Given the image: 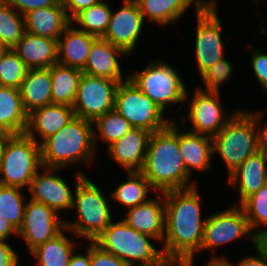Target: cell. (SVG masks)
<instances>
[{"label": "cell", "mask_w": 267, "mask_h": 266, "mask_svg": "<svg viewBox=\"0 0 267 266\" xmlns=\"http://www.w3.org/2000/svg\"><path fill=\"white\" fill-rule=\"evenodd\" d=\"M28 69L18 54L9 49L0 60V86L19 89Z\"/></svg>", "instance_id": "8d00e7d4"}, {"label": "cell", "mask_w": 267, "mask_h": 266, "mask_svg": "<svg viewBox=\"0 0 267 266\" xmlns=\"http://www.w3.org/2000/svg\"><path fill=\"white\" fill-rule=\"evenodd\" d=\"M198 185L164 192L165 236L162 241L166 259L177 266H194L200 253L206 218H202Z\"/></svg>", "instance_id": "6da1fadb"}, {"label": "cell", "mask_w": 267, "mask_h": 266, "mask_svg": "<svg viewBox=\"0 0 267 266\" xmlns=\"http://www.w3.org/2000/svg\"><path fill=\"white\" fill-rule=\"evenodd\" d=\"M41 168L40 144L25 133L7 140L0 165L1 185L27 190Z\"/></svg>", "instance_id": "ba28073f"}, {"label": "cell", "mask_w": 267, "mask_h": 266, "mask_svg": "<svg viewBox=\"0 0 267 266\" xmlns=\"http://www.w3.org/2000/svg\"><path fill=\"white\" fill-rule=\"evenodd\" d=\"M87 244L86 253L79 254L74 251L67 266H90V242Z\"/></svg>", "instance_id": "f6af8a7d"}, {"label": "cell", "mask_w": 267, "mask_h": 266, "mask_svg": "<svg viewBox=\"0 0 267 266\" xmlns=\"http://www.w3.org/2000/svg\"><path fill=\"white\" fill-rule=\"evenodd\" d=\"M28 113L24 110L19 89L0 86V132L24 134Z\"/></svg>", "instance_id": "4316f807"}, {"label": "cell", "mask_w": 267, "mask_h": 266, "mask_svg": "<svg viewBox=\"0 0 267 266\" xmlns=\"http://www.w3.org/2000/svg\"><path fill=\"white\" fill-rule=\"evenodd\" d=\"M188 94L189 92L186 91L185 102H189L187 103L189 106L188 114L182 115L179 120H181L180 125L182 126L184 123L186 124L185 118H188L187 121L191 123L190 132L213 138L238 111L236 108V110L227 115L222 110L224 108L222 107L223 104H221L222 98L220 94L209 93L200 90L198 87L194 90L192 97Z\"/></svg>", "instance_id": "30bf717a"}, {"label": "cell", "mask_w": 267, "mask_h": 266, "mask_svg": "<svg viewBox=\"0 0 267 266\" xmlns=\"http://www.w3.org/2000/svg\"><path fill=\"white\" fill-rule=\"evenodd\" d=\"M122 1V7L112 11L110 23L102 38L130 56L136 50L138 39L142 34L144 18L136 0Z\"/></svg>", "instance_id": "9a60e30c"}, {"label": "cell", "mask_w": 267, "mask_h": 266, "mask_svg": "<svg viewBox=\"0 0 267 266\" xmlns=\"http://www.w3.org/2000/svg\"><path fill=\"white\" fill-rule=\"evenodd\" d=\"M150 266H177L174 262L170 261L169 259H165L162 263L154 264Z\"/></svg>", "instance_id": "816d5d0a"}, {"label": "cell", "mask_w": 267, "mask_h": 266, "mask_svg": "<svg viewBox=\"0 0 267 266\" xmlns=\"http://www.w3.org/2000/svg\"><path fill=\"white\" fill-rule=\"evenodd\" d=\"M74 116L73 108L63 104H50L34 109L28 114L25 134L41 144L60 131ZM36 135L42 141H38Z\"/></svg>", "instance_id": "ffe728a7"}, {"label": "cell", "mask_w": 267, "mask_h": 266, "mask_svg": "<svg viewBox=\"0 0 267 266\" xmlns=\"http://www.w3.org/2000/svg\"><path fill=\"white\" fill-rule=\"evenodd\" d=\"M52 79L50 68H31L19 88L24 110L29 114L34 109L52 104Z\"/></svg>", "instance_id": "484cf974"}, {"label": "cell", "mask_w": 267, "mask_h": 266, "mask_svg": "<svg viewBox=\"0 0 267 266\" xmlns=\"http://www.w3.org/2000/svg\"><path fill=\"white\" fill-rule=\"evenodd\" d=\"M19 257L6 240H0V266H19Z\"/></svg>", "instance_id": "7bdbcfd3"}, {"label": "cell", "mask_w": 267, "mask_h": 266, "mask_svg": "<svg viewBox=\"0 0 267 266\" xmlns=\"http://www.w3.org/2000/svg\"><path fill=\"white\" fill-rule=\"evenodd\" d=\"M130 208L122 218L131 228L152 236L162 243L165 236V198L164 193Z\"/></svg>", "instance_id": "e0dca14e"}, {"label": "cell", "mask_w": 267, "mask_h": 266, "mask_svg": "<svg viewBox=\"0 0 267 266\" xmlns=\"http://www.w3.org/2000/svg\"><path fill=\"white\" fill-rule=\"evenodd\" d=\"M44 167L63 169L76 164L90 165L97 154L93 122L74 116L60 131L40 144Z\"/></svg>", "instance_id": "3957f363"}, {"label": "cell", "mask_w": 267, "mask_h": 266, "mask_svg": "<svg viewBox=\"0 0 267 266\" xmlns=\"http://www.w3.org/2000/svg\"><path fill=\"white\" fill-rule=\"evenodd\" d=\"M65 228V219L42 202L28 199L18 236L31 253L39 245L54 238Z\"/></svg>", "instance_id": "5bb4252c"}, {"label": "cell", "mask_w": 267, "mask_h": 266, "mask_svg": "<svg viewBox=\"0 0 267 266\" xmlns=\"http://www.w3.org/2000/svg\"><path fill=\"white\" fill-rule=\"evenodd\" d=\"M234 266H267V262L258 252H256V256L255 254L248 255L239 260L238 264L236 263L235 265L234 263Z\"/></svg>", "instance_id": "7dc6e473"}, {"label": "cell", "mask_w": 267, "mask_h": 266, "mask_svg": "<svg viewBox=\"0 0 267 266\" xmlns=\"http://www.w3.org/2000/svg\"><path fill=\"white\" fill-rule=\"evenodd\" d=\"M153 239L156 240L150 235L136 231L120 219L112 221L94 243L129 266H150L166 259L162 248L157 249L152 244Z\"/></svg>", "instance_id": "8992f818"}, {"label": "cell", "mask_w": 267, "mask_h": 266, "mask_svg": "<svg viewBox=\"0 0 267 266\" xmlns=\"http://www.w3.org/2000/svg\"><path fill=\"white\" fill-rule=\"evenodd\" d=\"M100 0H61L66 14L72 21L80 12L96 4Z\"/></svg>", "instance_id": "b9f144b4"}, {"label": "cell", "mask_w": 267, "mask_h": 266, "mask_svg": "<svg viewBox=\"0 0 267 266\" xmlns=\"http://www.w3.org/2000/svg\"><path fill=\"white\" fill-rule=\"evenodd\" d=\"M227 181L239 191L238 205H241L249 196L267 184V155L259 150L249 156L228 176Z\"/></svg>", "instance_id": "44dd1931"}, {"label": "cell", "mask_w": 267, "mask_h": 266, "mask_svg": "<svg viewBox=\"0 0 267 266\" xmlns=\"http://www.w3.org/2000/svg\"><path fill=\"white\" fill-rule=\"evenodd\" d=\"M42 169L44 172L38 170L27 189L31 195L30 199L42 202L59 215L63 210H72L74 192L65 179L57 175L56 171L61 169L44 166Z\"/></svg>", "instance_id": "2e32d148"}, {"label": "cell", "mask_w": 267, "mask_h": 266, "mask_svg": "<svg viewBox=\"0 0 267 266\" xmlns=\"http://www.w3.org/2000/svg\"><path fill=\"white\" fill-rule=\"evenodd\" d=\"M96 38L70 23L57 40L58 63L83 70L90 47Z\"/></svg>", "instance_id": "603a6c76"}, {"label": "cell", "mask_w": 267, "mask_h": 266, "mask_svg": "<svg viewBox=\"0 0 267 266\" xmlns=\"http://www.w3.org/2000/svg\"><path fill=\"white\" fill-rule=\"evenodd\" d=\"M173 120L170 125L150 134L142 175L156 193L185 189L197 185L191 183L179 148V127ZM190 181V182H189Z\"/></svg>", "instance_id": "7a4b0ae2"}, {"label": "cell", "mask_w": 267, "mask_h": 266, "mask_svg": "<svg viewBox=\"0 0 267 266\" xmlns=\"http://www.w3.org/2000/svg\"><path fill=\"white\" fill-rule=\"evenodd\" d=\"M264 112L238 109L223 129L213 137L214 155L219 154L228 176L249 156L259 151V121Z\"/></svg>", "instance_id": "277c9868"}, {"label": "cell", "mask_w": 267, "mask_h": 266, "mask_svg": "<svg viewBox=\"0 0 267 266\" xmlns=\"http://www.w3.org/2000/svg\"><path fill=\"white\" fill-rule=\"evenodd\" d=\"M204 266H234V263L229 262L226 256H212Z\"/></svg>", "instance_id": "c3c4849f"}, {"label": "cell", "mask_w": 267, "mask_h": 266, "mask_svg": "<svg viewBox=\"0 0 267 266\" xmlns=\"http://www.w3.org/2000/svg\"><path fill=\"white\" fill-rule=\"evenodd\" d=\"M240 206L245 212L249 228L253 233L267 229V184L249 196Z\"/></svg>", "instance_id": "d590c367"}, {"label": "cell", "mask_w": 267, "mask_h": 266, "mask_svg": "<svg viewBox=\"0 0 267 266\" xmlns=\"http://www.w3.org/2000/svg\"><path fill=\"white\" fill-rule=\"evenodd\" d=\"M23 189L0 184V214L18 231L24 219V210L27 201Z\"/></svg>", "instance_id": "e575fe53"}, {"label": "cell", "mask_w": 267, "mask_h": 266, "mask_svg": "<svg viewBox=\"0 0 267 266\" xmlns=\"http://www.w3.org/2000/svg\"><path fill=\"white\" fill-rule=\"evenodd\" d=\"M126 180L111 191L109 196L114 201L119 202L122 206L127 207V210L137 205L147 202L150 191L155 190L150 185V182L142 175L140 171L127 172Z\"/></svg>", "instance_id": "4dcf8cb0"}, {"label": "cell", "mask_w": 267, "mask_h": 266, "mask_svg": "<svg viewBox=\"0 0 267 266\" xmlns=\"http://www.w3.org/2000/svg\"><path fill=\"white\" fill-rule=\"evenodd\" d=\"M150 134L148 130L132 128L122 138L108 146L106 152L110 159L126 169V172L141 171Z\"/></svg>", "instance_id": "d6986e66"}, {"label": "cell", "mask_w": 267, "mask_h": 266, "mask_svg": "<svg viewBox=\"0 0 267 266\" xmlns=\"http://www.w3.org/2000/svg\"><path fill=\"white\" fill-rule=\"evenodd\" d=\"M31 68H50L58 63L57 40L41 37L25 31L20 41L12 48Z\"/></svg>", "instance_id": "7402d4cb"}, {"label": "cell", "mask_w": 267, "mask_h": 266, "mask_svg": "<svg viewBox=\"0 0 267 266\" xmlns=\"http://www.w3.org/2000/svg\"><path fill=\"white\" fill-rule=\"evenodd\" d=\"M259 129V150L267 155V122L264 127Z\"/></svg>", "instance_id": "681fc988"}, {"label": "cell", "mask_w": 267, "mask_h": 266, "mask_svg": "<svg viewBox=\"0 0 267 266\" xmlns=\"http://www.w3.org/2000/svg\"><path fill=\"white\" fill-rule=\"evenodd\" d=\"M12 234L18 236V231L15 227L8 221L7 218L0 214V240L8 241Z\"/></svg>", "instance_id": "bcb514c9"}, {"label": "cell", "mask_w": 267, "mask_h": 266, "mask_svg": "<svg viewBox=\"0 0 267 266\" xmlns=\"http://www.w3.org/2000/svg\"><path fill=\"white\" fill-rule=\"evenodd\" d=\"M112 9L107 2L100 0L96 4L80 12L71 23H77L78 29L101 38L110 23Z\"/></svg>", "instance_id": "1f68e13d"}, {"label": "cell", "mask_w": 267, "mask_h": 266, "mask_svg": "<svg viewBox=\"0 0 267 266\" xmlns=\"http://www.w3.org/2000/svg\"><path fill=\"white\" fill-rule=\"evenodd\" d=\"M256 251L267 262V229H262L253 234V242Z\"/></svg>", "instance_id": "ee69618b"}, {"label": "cell", "mask_w": 267, "mask_h": 266, "mask_svg": "<svg viewBox=\"0 0 267 266\" xmlns=\"http://www.w3.org/2000/svg\"><path fill=\"white\" fill-rule=\"evenodd\" d=\"M245 212L240 205H231L228 209L208 215L205 221L200 252L228 245L236 239L250 238L253 242Z\"/></svg>", "instance_id": "7c38bea8"}, {"label": "cell", "mask_w": 267, "mask_h": 266, "mask_svg": "<svg viewBox=\"0 0 267 266\" xmlns=\"http://www.w3.org/2000/svg\"><path fill=\"white\" fill-rule=\"evenodd\" d=\"M230 62L229 59L224 57L206 70L200 76L205 86H203V88L205 89H203L202 86L198 88L209 93L221 94L220 87L222 83H225L230 79L229 77H231L234 69Z\"/></svg>", "instance_id": "74e56055"}, {"label": "cell", "mask_w": 267, "mask_h": 266, "mask_svg": "<svg viewBox=\"0 0 267 266\" xmlns=\"http://www.w3.org/2000/svg\"><path fill=\"white\" fill-rule=\"evenodd\" d=\"M251 50V65L254 71L255 78L258 80L263 91L267 92V54L255 47H251V43L247 44Z\"/></svg>", "instance_id": "f35d334b"}, {"label": "cell", "mask_w": 267, "mask_h": 266, "mask_svg": "<svg viewBox=\"0 0 267 266\" xmlns=\"http://www.w3.org/2000/svg\"><path fill=\"white\" fill-rule=\"evenodd\" d=\"M119 56H128L121 48L114 46L104 38H96L89 51L83 73L112 79L114 81H125L129 73L123 78Z\"/></svg>", "instance_id": "ac0fdd59"}, {"label": "cell", "mask_w": 267, "mask_h": 266, "mask_svg": "<svg viewBox=\"0 0 267 266\" xmlns=\"http://www.w3.org/2000/svg\"><path fill=\"white\" fill-rule=\"evenodd\" d=\"M217 8H202L195 12L197 28L195 38V60L200 76L225 57V46L221 36V19Z\"/></svg>", "instance_id": "4fadbf2b"}, {"label": "cell", "mask_w": 267, "mask_h": 266, "mask_svg": "<svg viewBox=\"0 0 267 266\" xmlns=\"http://www.w3.org/2000/svg\"><path fill=\"white\" fill-rule=\"evenodd\" d=\"M179 148L187 172H205L211 169L213 159V138L203 134H196L189 130H179Z\"/></svg>", "instance_id": "cb8c5ba5"}, {"label": "cell", "mask_w": 267, "mask_h": 266, "mask_svg": "<svg viewBox=\"0 0 267 266\" xmlns=\"http://www.w3.org/2000/svg\"><path fill=\"white\" fill-rule=\"evenodd\" d=\"M5 1L23 16L27 14L29 11L34 9L61 4V0H5Z\"/></svg>", "instance_id": "60d3db41"}, {"label": "cell", "mask_w": 267, "mask_h": 266, "mask_svg": "<svg viewBox=\"0 0 267 266\" xmlns=\"http://www.w3.org/2000/svg\"><path fill=\"white\" fill-rule=\"evenodd\" d=\"M144 20L167 26L178 22L193 5L199 12L202 7L195 0H136Z\"/></svg>", "instance_id": "83f0119b"}, {"label": "cell", "mask_w": 267, "mask_h": 266, "mask_svg": "<svg viewBox=\"0 0 267 266\" xmlns=\"http://www.w3.org/2000/svg\"><path fill=\"white\" fill-rule=\"evenodd\" d=\"M11 136L12 135L9 133L0 132V165H1L2 158H3V153H4L6 142Z\"/></svg>", "instance_id": "f907efd6"}, {"label": "cell", "mask_w": 267, "mask_h": 266, "mask_svg": "<svg viewBox=\"0 0 267 266\" xmlns=\"http://www.w3.org/2000/svg\"><path fill=\"white\" fill-rule=\"evenodd\" d=\"M114 110L132 126L149 132L167 128L174 120L164 117V111L128 78L119 83L115 94Z\"/></svg>", "instance_id": "9c48e42d"}, {"label": "cell", "mask_w": 267, "mask_h": 266, "mask_svg": "<svg viewBox=\"0 0 267 266\" xmlns=\"http://www.w3.org/2000/svg\"><path fill=\"white\" fill-rule=\"evenodd\" d=\"M129 78L164 112L168 106L185 103L187 84L183 81L178 69L160 58L140 71L130 72Z\"/></svg>", "instance_id": "52a82bcc"}, {"label": "cell", "mask_w": 267, "mask_h": 266, "mask_svg": "<svg viewBox=\"0 0 267 266\" xmlns=\"http://www.w3.org/2000/svg\"><path fill=\"white\" fill-rule=\"evenodd\" d=\"M83 72L59 63L50 67L52 104L73 106Z\"/></svg>", "instance_id": "f1b7e54d"}, {"label": "cell", "mask_w": 267, "mask_h": 266, "mask_svg": "<svg viewBox=\"0 0 267 266\" xmlns=\"http://www.w3.org/2000/svg\"><path fill=\"white\" fill-rule=\"evenodd\" d=\"M24 16L0 0V41L12 49L25 33Z\"/></svg>", "instance_id": "836d02e7"}, {"label": "cell", "mask_w": 267, "mask_h": 266, "mask_svg": "<svg viewBox=\"0 0 267 266\" xmlns=\"http://www.w3.org/2000/svg\"><path fill=\"white\" fill-rule=\"evenodd\" d=\"M75 177L72 210H76L77 217L73 222L65 218V227L74 236L94 242L113 221L111 206L103 190L83 171L76 172Z\"/></svg>", "instance_id": "5b68a950"}, {"label": "cell", "mask_w": 267, "mask_h": 266, "mask_svg": "<svg viewBox=\"0 0 267 266\" xmlns=\"http://www.w3.org/2000/svg\"><path fill=\"white\" fill-rule=\"evenodd\" d=\"M131 129L132 126L122 115L115 110L109 111L93 122L94 145L102 140L108 147Z\"/></svg>", "instance_id": "d6a6232c"}, {"label": "cell", "mask_w": 267, "mask_h": 266, "mask_svg": "<svg viewBox=\"0 0 267 266\" xmlns=\"http://www.w3.org/2000/svg\"><path fill=\"white\" fill-rule=\"evenodd\" d=\"M90 266H129L114 254L102 250L94 242H90Z\"/></svg>", "instance_id": "ab89813d"}, {"label": "cell", "mask_w": 267, "mask_h": 266, "mask_svg": "<svg viewBox=\"0 0 267 266\" xmlns=\"http://www.w3.org/2000/svg\"><path fill=\"white\" fill-rule=\"evenodd\" d=\"M120 82L83 73L72 106L75 116L94 122L114 110L115 94Z\"/></svg>", "instance_id": "8fae6325"}, {"label": "cell", "mask_w": 267, "mask_h": 266, "mask_svg": "<svg viewBox=\"0 0 267 266\" xmlns=\"http://www.w3.org/2000/svg\"><path fill=\"white\" fill-rule=\"evenodd\" d=\"M65 232H70L66 227L54 238L39 245L30 254L36 258L38 266H67L73 252L75 242L70 240Z\"/></svg>", "instance_id": "f546056e"}, {"label": "cell", "mask_w": 267, "mask_h": 266, "mask_svg": "<svg viewBox=\"0 0 267 266\" xmlns=\"http://www.w3.org/2000/svg\"><path fill=\"white\" fill-rule=\"evenodd\" d=\"M26 31L58 40L71 23L62 4L29 11L24 15Z\"/></svg>", "instance_id": "d4e9b609"}, {"label": "cell", "mask_w": 267, "mask_h": 266, "mask_svg": "<svg viewBox=\"0 0 267 266\" xmlns=\"http://www.w3.org/2000/svg\"><path fill=\"white\" fill-rule=\"evenodd\" d=\"M8 50L9 48L2 41H0V60Z\"/></svg>", "instance_id": "f5cc1de1"}]
</instances>
